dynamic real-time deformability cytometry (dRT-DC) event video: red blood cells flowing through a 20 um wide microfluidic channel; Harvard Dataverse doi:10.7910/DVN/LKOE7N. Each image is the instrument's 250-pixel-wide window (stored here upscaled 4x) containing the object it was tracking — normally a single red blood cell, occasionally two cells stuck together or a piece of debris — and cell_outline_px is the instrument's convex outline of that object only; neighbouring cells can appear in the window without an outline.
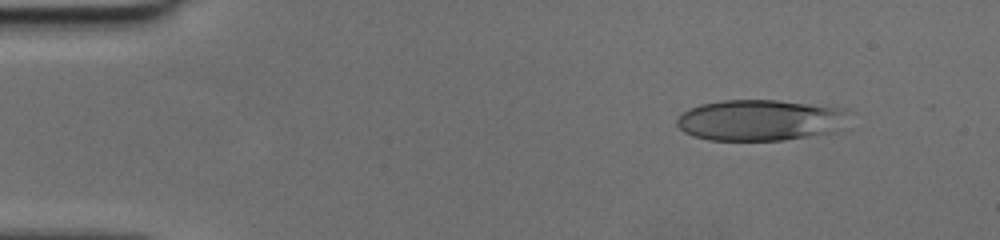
{"species": "human", "species_latin": "Homo sapiens", "temperature_condition": "cold", "stored_images_in_passage": 44, "camera_frame_rate_fps": 3000, "um_per_image_px": 0.085, "donor": {"sex": "female"}, "frame": {"image": 1, "passage_image": 1, "time_ms": 0.0, "image_size_px": [1000, 240], "cell_outline_px": [[844, 112], [836, 132], [784, 140], [708, 140], [692, 136], [684, 132], [676, 124], [676, 120], [688, 108], [700, 104], [720, 100], [776, 100], [844, 108]], "centroid_in_image_um": [64.49, 10.22], "position_along_channel_um": 20.5, "area_um2": 40.75}}
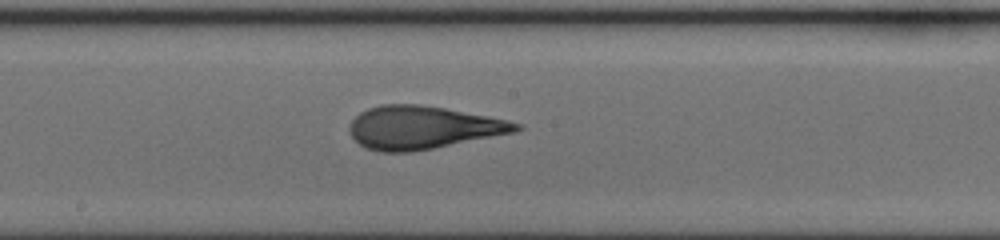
{"frame": {"image": 2, "passage_image": 22, "time_ms": 7.0, "image_size_px": [1000, 240], "cell_outline_px": [[524, 128], [516, 132], [412, 152], [380, 152], [364, 148], [352, 136], [348, 128], [352, 120], [360, 112], [368, 108], [380, 104], [420, 104], [444, 108], [508, 120], [520, 124]], "centroid_in_image_um": [35.91, 10.84], "position_along_channel_um": 212.3, "area_um2": 41.62}}
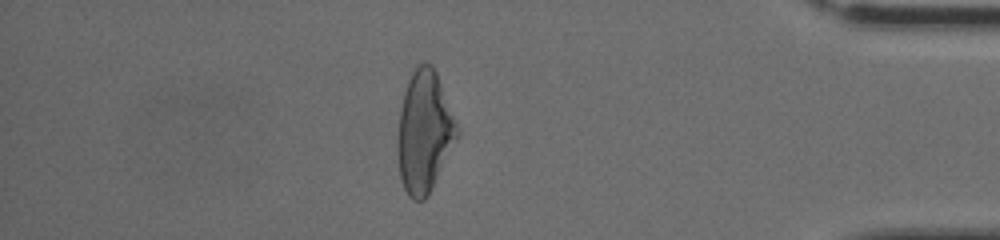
{"frame": {"image": 3, "passage_image": 38, "time_ms": 12.333, "image_size_px": [1000, 240], "cell_outline_px": [[460, 136], [428, 196], [424, 200], [412, 200], [408, 196], [404, 188], [400, 176], [400, 108], [404, 92], [408, 80], [416, 64], [424, 60], [432, 64], [436, 72], [460, 132]], "centroid_in_image_um": [36.11, 11.19], "position_along_channel_um": 399.1, "area_um2": 41.62}}